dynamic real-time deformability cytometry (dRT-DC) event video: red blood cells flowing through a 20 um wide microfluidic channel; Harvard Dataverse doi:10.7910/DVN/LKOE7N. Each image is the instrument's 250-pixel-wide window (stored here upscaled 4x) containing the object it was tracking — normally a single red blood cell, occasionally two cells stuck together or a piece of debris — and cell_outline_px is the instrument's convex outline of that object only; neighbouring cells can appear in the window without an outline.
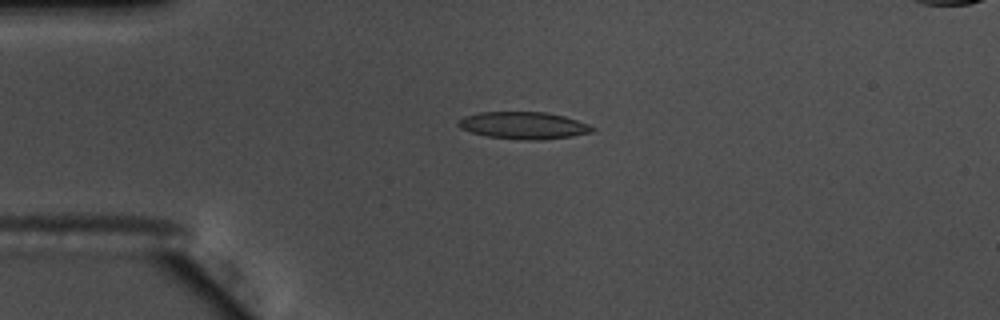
{"species": "common noctule bat (a hibernating species)", "species_latin": "Nyctalus noctula", "temperature_condition": "warm", "stored_images_in_passage": 43, "camera_frame_rate_fps": 3000, "um_per_image_px": 0.085, "animal": {"sex": "male", "body_mass_g": 17.5, "forearm_length_mm": 52.3}, "frame": {"image": 1, "passage_image": 1, "time_ms": 0.0, "image_size_px": [1000, 320], "cell_outline_px": [[596, 128], [592, 132], [572, 136], [540, 140], [520, 140], [488, 136], [472, 132], [460, 128], [456, 124], [456, 120], [464, 116], [480, 112], [544, 112], [564, 116], [588, 124]], "centroid_in_image_um": [44.47, 10.66], "position_along_channel_um": 40.5, "area_um2": 21.21}}
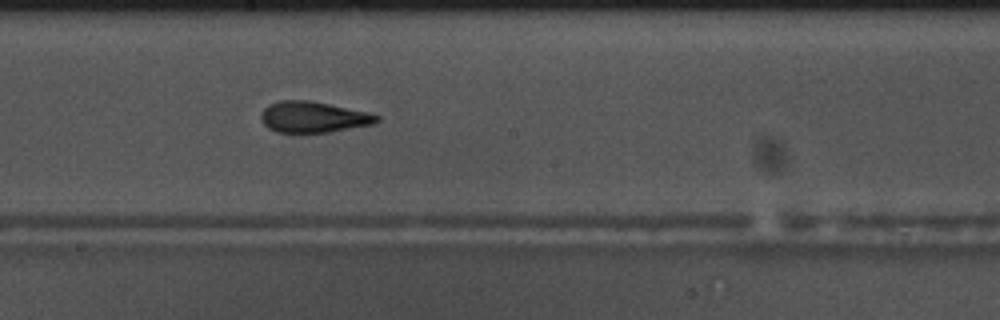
{"frame": {"image": 2, "passage_image": 18, "time_ms": 5.667, "image_size_px": [1000, 320], "cell_outline_px": [[380, 120], [372, 124], [328, 132], [300, 136], [276, 132], [268, 128], [260, 120], [260, 112], [268, 104], [280, 100], [308, 100], [368, 112], [380, 116]], "centroid_in_image_um": [26.55, 9.99], "position_along_channel_um": 221.7, "area_um2": 21.62}}
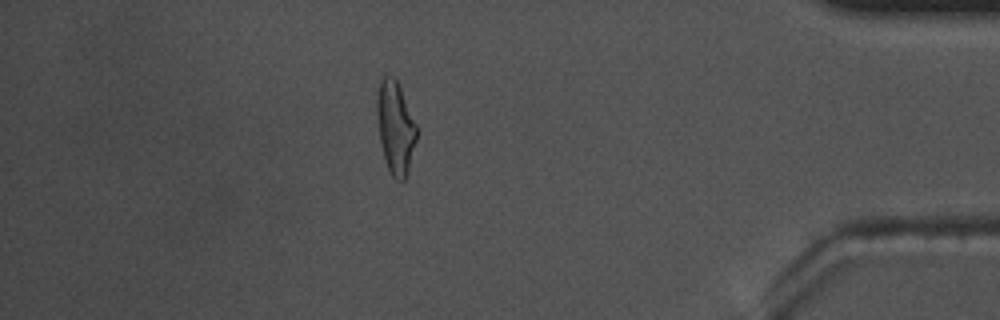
{"frame": {"image": 3, "passage_image": 36, "time_ms": 11.667, "image_size_px": [1000, 320], "cell_outline_px": [[416, 140], [408, 172], [404, 180], [396, 180], [392, 176], [388, 168], [380, 144], [376, 116], [376, 100], [380, 80], [384, 76], [392, 76], [396, 80], [400, 88], [416, 124]], "centroid_in_image_um": [33.59, 10.85], "position_along_channel_um": 401.6, "area_um2": 21.21}, "authors_computed_cell_mechanics": {"area_um2": 21.2126, "velocity_mm_per_s": 3.675, "shape_relaxation_time_tau1_ms": 7.0476, "shape_relaxation_time_tau2_ms": 1.8686, "deformation_change_tau1": 0.2305, "deformation_change_tau2": 0.1029}}